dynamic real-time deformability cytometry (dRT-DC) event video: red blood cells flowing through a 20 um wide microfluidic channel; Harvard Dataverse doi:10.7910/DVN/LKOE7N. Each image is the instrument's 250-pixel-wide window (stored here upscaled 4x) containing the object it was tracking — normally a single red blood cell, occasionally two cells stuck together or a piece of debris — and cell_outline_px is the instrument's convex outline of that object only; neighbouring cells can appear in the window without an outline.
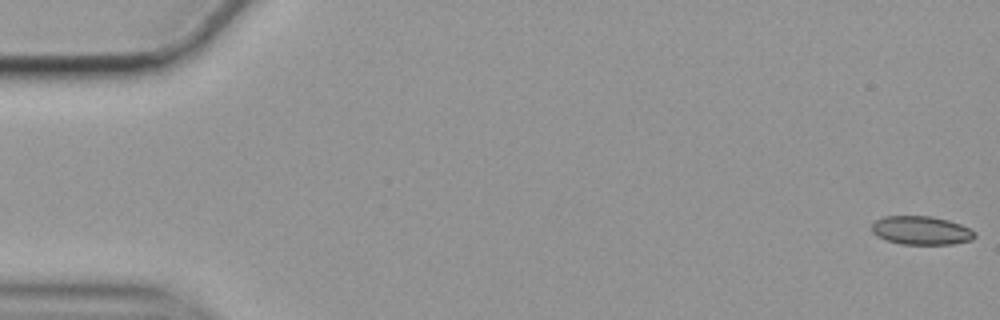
{"species": "common noctule bat (a hibernating species)", "species_latin": "Nyctalus noctula", "temperature_condition": "cold", "stored_images_in_passage": 13, "camera_frame_rate_fps": 3000, "um_per_image_px": 0.085, "animal": {"sex": "female", "body_mass_g": 19.9}, "frame": {"image": 1, "passage_image": 1, "time_ms": 0.0, "image_size_px": [1000, 320], "cell_outline_px": [[976, 236], [972, 240], [952, 244], [900, 244], [876, 236], [872, 232], [872, 224], [876, 220], [884, 216], [932, 216], [948, 220], [960, 224], [976, 232]], "centroid_in_image_um": [78.31, 19.58], "position_along_channel_um": 6.7, "area_um2": 17.17}}